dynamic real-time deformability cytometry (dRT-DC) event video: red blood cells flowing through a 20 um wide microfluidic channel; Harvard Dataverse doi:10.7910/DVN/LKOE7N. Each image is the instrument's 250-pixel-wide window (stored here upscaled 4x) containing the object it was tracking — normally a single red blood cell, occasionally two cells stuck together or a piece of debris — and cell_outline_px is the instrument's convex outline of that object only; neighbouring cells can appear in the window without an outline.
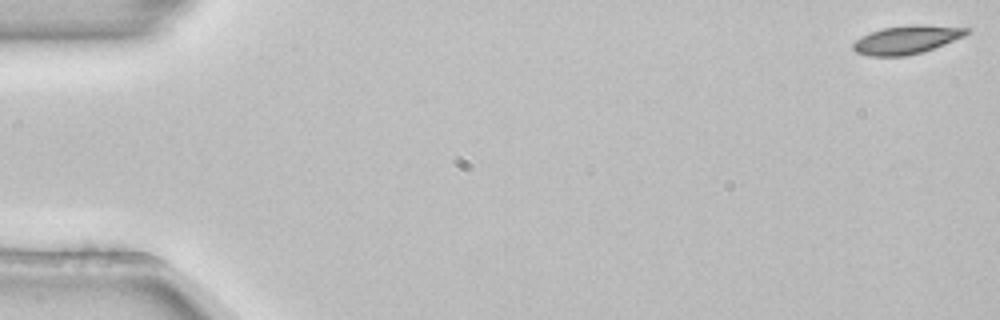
{"species": "common noctule bat (a hibernating species)", "species_latin": "Nyctalus noctula", "temperature_condition": "room temperature", "stored_images_in_passage": 54, "camera_frame_rate_fps": 3000, "um_per_image_px": 0.085, "animal": {"sex": "female", "body_mass_g": 22.7, "forearm_length_mm": 54.2}, "frame": {"image": 1, "passage_image": 1, "time_ms": 0.0, "image_size_px": [1000, 320], "cell_outline_px": [[972, 28], [964, 36], [944, 44], [920, 52], [904, 56], [872, 56], [856, 52], [852, 48], [852, 44], [856, 40], [872, 32], [884, 28], [912, 24], [916, 24]], "centroid_in_image_um": [77.08, 3.37], "position_along_channel_um": 7.9, "area_um2": 18.38}}
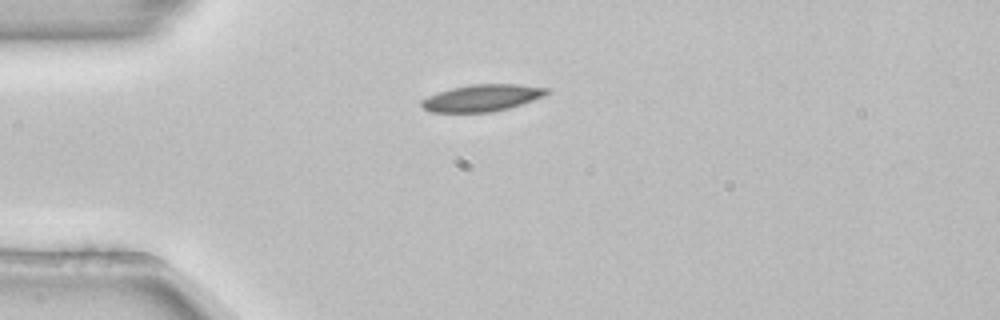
{"frame": {"image": 2, "passage_image": 14, "time_ms": 4.333, "image_size_px": [1000, 320], "cell_outline_px": [[552, 92], [544, 96], [508, 108], [492, 112], [432, 112], [424, 108], [420, 104], [420, 100], [428, 96], [452, 88], [472, 84], [516, 84], [548, 88]], "centroid_in_image_um": [40.99, 8.32], "position_along_channel_um": 44.0, "area_um2": 19.42}}
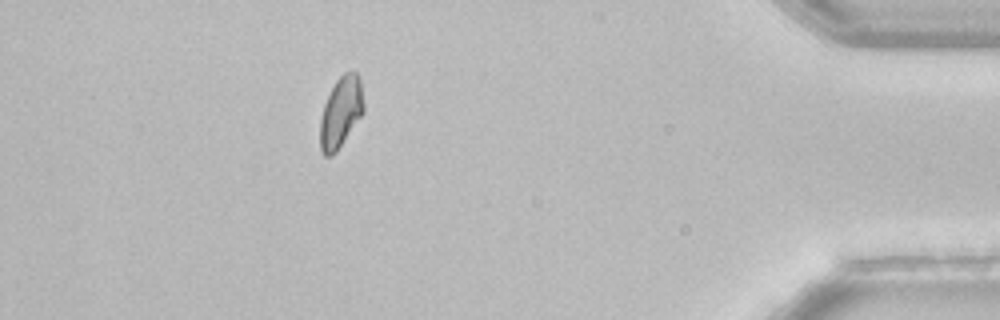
{"frame": {"image": 3, "passage_image": 48, "time_ms": 15.667, "image_size_px": [1000, 320], "cell_outline_px": [[364, 112], [336, 152], [332, 156], [324, 156], [320, 152], [320, 120], [324, 104], [336, 80], [344, 72], [356, 72], [360, 80], [364, 104]], "centroid_in_image_um": [28.96, 9.56], "position_along_channel_um": 406.2, "area_um2": 17.92}, "authors_computed_cell_mechanics": {"area_um2": 18.7272, "velocity_mm_per_s": 3.8428, "shape_relaxation_time_tau1_ms": 3.8039, "shape_relaxation_time_tau2_ms": null, "deformation_change_tau1": 0.1114, "deformation_change_tau2": null}}